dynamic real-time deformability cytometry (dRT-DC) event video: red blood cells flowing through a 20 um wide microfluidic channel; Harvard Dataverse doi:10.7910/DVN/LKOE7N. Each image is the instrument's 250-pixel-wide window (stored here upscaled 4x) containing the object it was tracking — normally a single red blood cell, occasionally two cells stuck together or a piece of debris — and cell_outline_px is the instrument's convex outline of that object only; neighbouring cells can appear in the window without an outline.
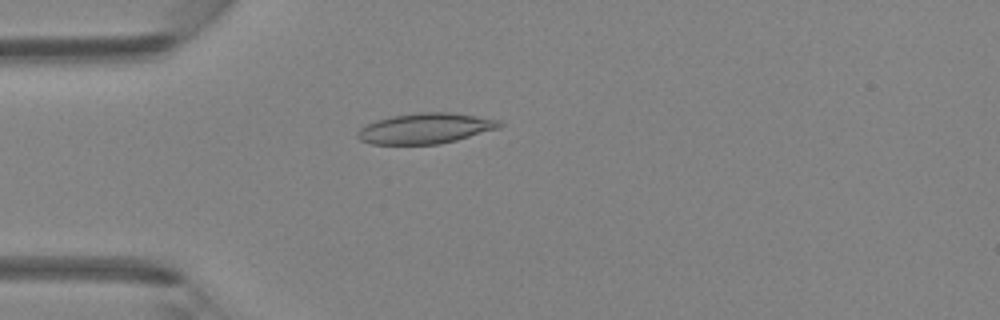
{"species": "Egyptian fruit bat (a non-hibernating species)", "species_latin": "Rousettus aegyptiacus", "temperature_condition": "room temperature", "stored_images_in_passage": 45, "camera_frame_rate_fps": 3000, "um_per_image_px": 0.085, "animal": {"sex": "female"}, "frame": {"image": 1, "passage_image": 12, "time_ms": 3.667, "image_size_px": [1000, 320], "cell_outline_px": [[504, 124], [500, 128], [456, 140], [440, 144], [372, 144], [360, 140], [356, 136], [356, 132], [360, 128], [376, 120], [392, 116], [416, 112], [452, 112], [500, 120]], "centroid_in_image_um": [36.17, 10.91], "position_along_channel_um": 48.8, "area_um2": 25.32}}
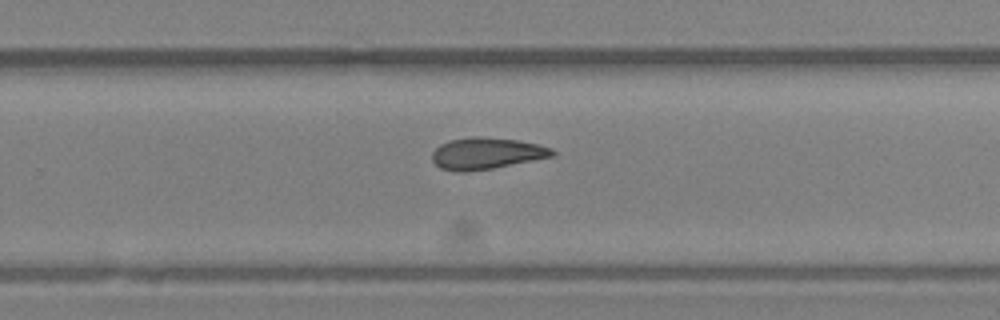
{"frame": {"image": 2, "passage_image": 29, "time_ms": 9.333, "image_size_px": [1000, 320], "cell_outline_px": [[556, 156], [492, 168], [468, 172], [456, 172], [440, 168], [432, 160], [432, 152], [440, 144], [448, 140], [472, 136], [480, 136], [516, 140], [536, 144], [552, 148], [556, 152]], "centroid_in_image_um": [41.33, 13.04], "position_along_channel_um": 288.5, "area_um2": 22.25}}
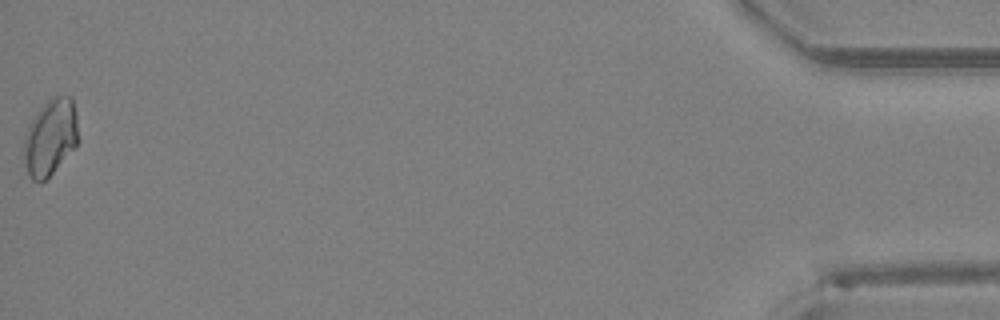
{"frame": {"image": 3, "passage_image": 45, "time_ms": 14.667, "image_size_px": [1000, 320], "cell_outline_px": [[76, 148], [40, 184], [32, 180], [28, 176], [24, 164], [24, 140], [28, 124], [48, 100], [56, 96], [72, 96], [76, 112]], "centroid_in_image_um": [4.26, 11.7], "position_along_channel_um": 430.9, "area_um2": 23.99}}